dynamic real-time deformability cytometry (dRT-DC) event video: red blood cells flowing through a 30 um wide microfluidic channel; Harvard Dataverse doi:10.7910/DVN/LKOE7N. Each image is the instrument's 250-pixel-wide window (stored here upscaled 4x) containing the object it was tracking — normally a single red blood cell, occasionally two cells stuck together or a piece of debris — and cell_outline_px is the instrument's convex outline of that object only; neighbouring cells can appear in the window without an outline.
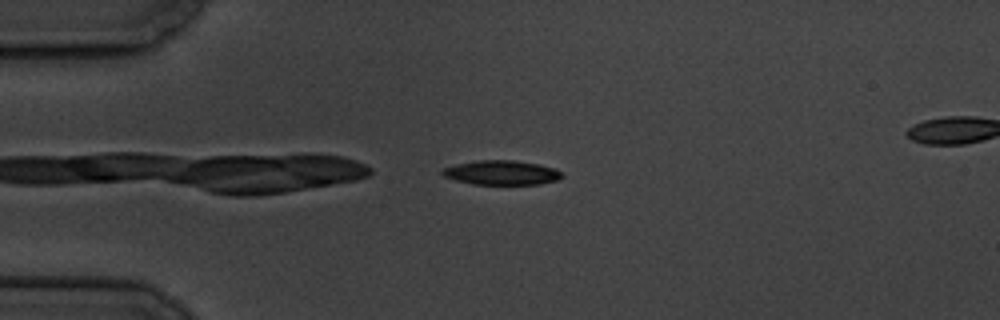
{"species": "common noctule bat (a hibernating species)", "species_latin": "Nyctalus noctula", "temperature_condition": "cold", "stored_images_in_passage": 45, "camera_frame_rate_fps": 3000, "um_per_image_px": 0.085, "animal": {"sex": "male", "body_mass_g": 19.5, "forearm_length_mm": 54.6}, "frame": {"image": 1, "passage_image": 2, "time_ms": 0.333, "image_size_px": [1000, 320], "cell_outline_px": [[564, 176], [556, 180], [540, 184], [472, 184], [456, 180], [444, 176], [440, 172], [444, 168], [456, 164], [476, 160], [512, 160], [540, 164], [556, 168]], "centroid_in_image_um": [42.64, 14.67], "position_along_channel_um": 42.4, "area_um2": 16.99}}
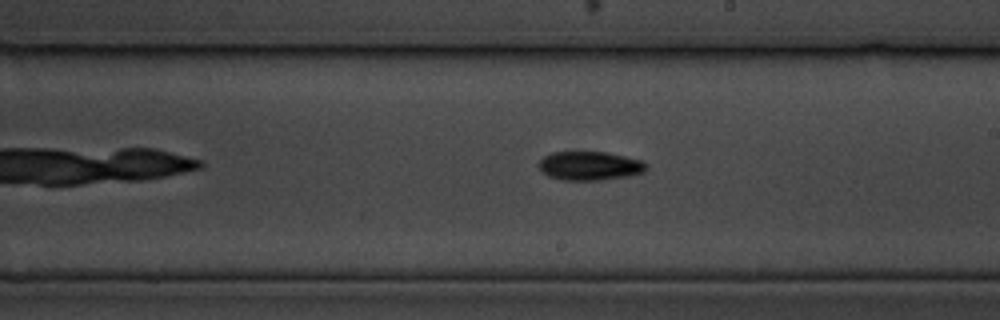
{"frame": {"image": 2, "passage_image": 21, "time_ms": 6.667, "image_size_px": [1000, 320], "cell_outline_px": [[648, 168], [644, 172], [632, 176], [600, 180], [560, 180], [548, 176], [536, 164], [544, 156], [552, 152], [608, 152], [644, 160], [648, 164]], "centroid_in_image_um": [50.18, 14.09], "position_along_channel_um": 238.8, "area_um2": 18.44}}
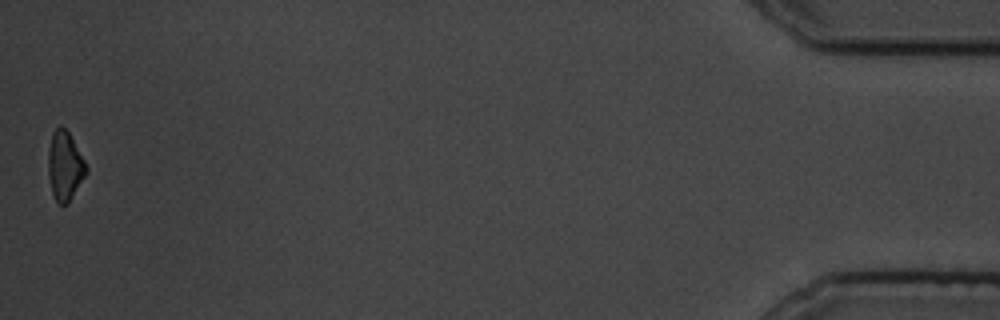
{"frame": {"image": 3, "passage_image": 45, "time_ms": 14.667, "image_size_px": [1000, 320], "cell_outline_px": [[88, 172], [68, 204], [60, 204], [56, 200], [52, 192], [48, 176], [48, 152], [52, 132], [60, 124], [68, 132], [84, 160], [88, 168]], "centroid_in_image_um": [5.51, 14.11], "position_along_channel_um": 429.7, "area_um2": 15.26}, "authors_computed_cell_mechanics": {"area_um2": 17.34, "velocity_mm_per_s": 3.51, "shape_relaxation_time_tau1_ms": 4.1936, "shape_relaxation_time_tau2_ms": null, "deformation_change_tau1": 0.1375, "deformation_change_tau2": null}}